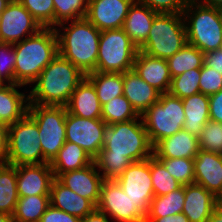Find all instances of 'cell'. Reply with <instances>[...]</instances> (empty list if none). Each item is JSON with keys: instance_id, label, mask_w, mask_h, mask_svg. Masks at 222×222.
<instances>
[{"instance_id": "ee69618b", "label": "cell", "mask_w": 222, "mask_h": 222, "mask_svg": "<svg viewBox=\"0 0 222 222\" xmlns=\"http://www.w3.org/2000/svg\"><path fill=\"white\" fill-rule=\"evenodd\" d=\"M40 222H80V218L50 205L42 215Z\"/></svg>"}, {"instance_id": "7a4b0ae2", "label": "cell", "mask_w": 222, "mask_h": 222, "mask_svg": "<svg viewBox=\"0 0 222 222\" xmlns=\"http://www.w3.org/2000/svg\"><path fill=\"white\" fill-rule=\"evenodd\" d=\"M85 77L72 62L57 54L28 88L29 104L66 107Z\"/></svg>"}, {"instance_id": "f546056e", "label": "cell", "mask_w": 222, "mask_h": 222, "mask_svg": "<svg viewBox=\"0 0 222 222\" xmlns=\"http://www.w3.org/2000/svg\"><path fill=\"white\" fill-rule=\"evenodd\" d=\"M86 78L95 87L101 105L123 95V73L93 71L86 74Z\"/></svg>"}, {"instance_id": "7402d4cb", "label": "cell", "mask_w": 222, "mask_h": 222, "mask_svg": "<svg viewBox=\"0 0 222 222\" xmlns=\"http://www.w3.org/2000/svg\"><path fill=\"white\" fill-rule=\"evenodd\" d=\"M123 95L141 115L159 100L161 93L130 70L123 73Z\"/></svg>"}, {"instance_id": "f1b7e54d", "label": "cell", "mask_w": 222, "mask_h": 222, "mask_svg": "<svg viewBox=\"0 0 222 222\" xmlns=\"http://www.w3.org/2000/svg\"><path fill=\"white\" fill-rule=\"evenodd\" d=\"M18 198L17 167L0 163V213L13 216Z\"/></svg>"}, {"instance_id": "8d00e7d4", "label": "cell", "mask_w": 222, "mask_h": 222, "mask_svg": "<svg viewBox=\"0 0 222 222\" xmlns=\"http://www.w3.org/2000/svg\"><path fill=\"white\" fill-rule=\"evenodd\" d=\"M199 80L200 68L187 70L171 79L168 93L180 99L197 94L200 92Z\"/></svg>"}, {"instance_id": "8992f818", "label": "cell", "mask_w": 222, "mask_h": 222, "mask_svg": "<svg viewBox=\"0 0 222 222\" xmlns=\"http://www.w3.org/2000/svg\"><path fill=\"white\" fill-rule=\"evenodd\" d=\"M187 43L183 14L158 13L152 22L146 42L139 51L167 60Z\"/></svg>"}, {"instance_id": "681fc988", "label": "cell", "mask_w": 222, "mask_h": 222, "mask_svg": "<svg viewBox=\"0 0 222 222\" xmlns=\"http://www.w3.org/2000/svg\"><path fill=\"white\" fill-rule=\"evenodd\" d=\"M80 222H113L105 213L99 211L97 208L80 219Z\"/></svg>"}, {"instance_id": "11a10c76", "label": "cell", "mask_w": 222, "mask_h": 222, "mask_svg": "<svg viewBox=\"0 0 222 222\" xmlns=\"http://www.w3.org/2000/svg\"><path fill=\"white\" fill-rule=\"evenodd\" d=\"M217 207L222 210V192L217 196Z\"/></svg>"}, {"instance_id": "b9f144b4", "label": "cell", "mask_w": 222, "mask_h": 222, "mask_svg": "<svg viewBox=\"0 0 222 222\" xmlns=\"http://www.w3.org/2000/svg\"><path fill=\"white\" fill-rule=\"evenodd\" d=\"M200 92L210 96L222 90V74L203 64L200 68Z\"/></svg>"}, {"instance_id": "7c38bea8", "label": "cell", "mask_w": 222, "mask_h": 222, "mask_svg": "<svg viewBox=\"0 0 222 222\" xmlns=\"http://www.w3.org/2000/svg\"><path fill=\"white\" fill-rule=\"evenodd\" d=\"M106 125L102 118H83L67 111L66 141L77 144L94 159L103 148V130Z\"/></svg>"}, {"instance_id": "7bdbcfd3", "label": "cell", "mask_w": 222, "mask_h": 222, "mask_svg": "<svg viewBox=\"0 0 222 222\" xmlns=\"http://www.w3.org/2000/svg\"><path fill=\"white\" fill-rule=\"evenodd\" d=\"M157 13L183 14L189 0H135Z\"/></svg>"}, {"instance_id": "603a6c76", "label": "cell", "mask_w": 222, "mask_h": 222, "mask_svg": "<svg viewBox=\"0 0 222 222\" xmlns=\"http://www.w3.org/2000/svg\"><path fill=\"white\" fill-rule=\"evenodd\" d=\"M199 150L198 137L182 129L160 140L153 147V155L156 158H195Z\"/></svg>"}, {"instance_id": "3957f363", "label": "cell", "mask_w": 222, "mask_h": 222, "mask_svg": "<svg viewBox=\"0 0 222 222\" xmlns=\"http://www.w3.org/2000/svg\"><path fill=\"white\" fill-rule=\"evenodd\" d=\"M54 29L58 54L72 62L85 75L95 71L101 31L86 18L62 22Z\"/></svg>"}, {"instance_id": "52a82bcc", "label": "cell", "mask_w": 222, "mask_h": 222, "mask_svg": "<svg viewBox=\"0 0 222 222\" xmlns=\"http://www.w3.org/2000/svg\"><path fill=\"white\" fill-rule=\"evenodd\" d=\"M145 130L153 147L162 139L183 129L185 120L182 99L169 93L141 114Z\"/></svg>"}, {"instance_id": "836d02e7", "label": "cell", "mask_w": 222, "mask_h": 222, "mask_svg": "<svg viewBox=\"0 0 222 222\" xmlns=\"http://www.w3.org/2000/svg\"><path fill=\"white\" fill-rule=\"evenodd\" d=\"M139 116L124 95L114 97L102 105L101 118L107 125L130 121L137 119Z\"/></svg>"}, {"instance_id": "4dcf8cb0", "label": "cell", "mask_w": 222, "mask_h": 222, "mask_svg": "<svg viewBox=\"0 0 222 222\" xmlns=\"http://www.w3.org/2000/svg\"><path fill=\"white\" fill-rule=\"evenodd\" d=\"M49 206V195L19 197L12 216L13 222H40Z\"/></svg>"}, {"instance_id": "d6986e66", "label": "cell", "mask_w": 222, "mask_h": 222, "mask_svg": "<svg viewBox=\"0 0 222 222\" xmlns=\"http://www.w3.org/2000/svg\"><path fill=\"white\" fill-rule=\"evenodd\" d=\"M133 70L161 94L168 93L172 78L165 59L152 57L142 51H138Z\"/></svg>"}, {"instance_id": "ab89813d", "label": "cell", "mask_w": 222, "mask_h": 222, "mask_svg": "<svg viewBox=\"0 0 222 222\" xmlns=\"http://www.w3.org/2000/svg\"><path fill=\"white\" fill-rule=\"evenodd\" d=\"M198 140L200 150L222 154V123L209 120Z\"/></svg>"}, {"instance_id": "5bb4252c", "label": "cell", "mask_w": 222, "mask_h": 222, "mask_svg": "<svg viewBox=\"0 0 222 222\" xmlns=\"http://www.w3.org/2000/svg\"><path fill=\"white\" fill-rule=\"evenodd\" d=\"M41 25L18 1H11L0 14V42L17 43L36 34Z\"/></svg>"}, {"instance_id": "1f68e13d", "label": "cell", "mask_w": 222, "mask_h": 222, "mask_svg": "<svg viewBox=\"0 0 222 222\" xmlns=\"http://www.w3.org/2000/svg\"><path fill=\"white\" fill-rule=\"evenodd\" d=\"M171 78L187 70L201 68L204 63V53L193 45L187 43L181 50L166 60Z\"/></svg>"}, {"instance_id": "db71d44e", "label": "cell", "mask_w": 222, "mask_h": 222, "mask_svg": "<svg viewBox=\"0 0 222 222\" xmlns=\"http://www.w3.org/2000/svg\"><path fill=\"white\" fill-rule=\"evenodd\" d=\"M10 2V0H0V14L5 10Z\"/></svg>"}, {"instance_id": "74e56055", "label": "cell", "mask_w": 222, "mask_h": 222, "mask_svg": "<svg viewBox=\"0 0 222 222\" xmlns=\"http://www.w3.org/2000/svg\"><path fill=\"white\" fill-rule=\"evenodd\" d=\"M182 185L194 184V158H157Z\"/></svg>"}, {"instance_id": "5b68a950", "label": "cell", "mask_w": 222, "mask_h": 222, "mask_svg": "<svg viewBox=\"0 0 222 222\" xmlns=\"http://www.w3.org/2000/svg\"><path fill=\"white\" fill-rule=\"evenodd\" d=\"M183 17L190 45L203 53L222 48V9L189 0Z\"/></svg>"}, {"instance_id": "9c48e42d", "label": "cell", "mask_w": 222, "mask_h": 222, "mask_svg": "<svg viewBox=\"0 0 222 222\" xmlns=\"http://www.w3.org/2000/svg\"><path fill=\"white\" fill-rule=\"evenodd\" d=\"M138 51L122 28L101 31L95 71L124 73L133 70Z\"/></svg>"}, {"instance_id": "bcb514c9", "label": "cell", "mask_w": 222, "mask_h": 222, "mask_svg": "<svg viewBox=\"0 0 222 222\" xmlns=\"http://www.w3.org/2000/svg\"><path fill=\"white\" fill-rule=\"evenodd\" d=\"M207 67H212L222 74V48L204 53V63Z\"/></svg>"}, {"instance_id": "e0dca14e", "label": "cell", "mask_w": 222, "mask_h": 222, "mask_svg": "<svg viewBox=\"0 0 222 222\" xmlns=\"http://www.w3.org/2000/svg\"><path fill=\"white\" fill-rule=\"evenodd\" d=\"M16 167L18 197L50 195L51 184L55 178L50 163Z\"/></svg>"}, {"instance_id": "ffe728a7", "label": "cell", "mask_w": 222, "mask_h": 222, "mask_svg": "<svg viewBox=\"0 0 222 222\" xmlns=\"http://www.w3.org/2000/svg\"><path fill=\"white\" fill-rule=\"evenodd\" d=\"M184 195L182 212L189 222H206L217 208V197L198 184L185 185Z\"/></svg>"}, {"instance_id": "60d3db41", "label": "cell", "mask_w": 222, "mask_h": 222, "mask_svg": "<svg viewBox=\"0 0 222 222\" xmlns=\"http://www.w3.org/2000/svg\"><path fill=\"white\" fill-rule=\"evenodd\" d=\"M15 63L14 45L0 42V80L4 84H15Z\"/></svg>"}, {"instance_id": "2e32d148", "label": "cell", "mask_w": 222, "mask_h": 222, "mask_svg": "<svg viewBox=\"0 0 222 222\" xmlns=\"http://www.w3.org/2000/svg\"><path fill=\"white\" fill-rule=\"evenodd\" d=\"M57 179L81 197L90 200L97 207L104 178L94 161L82 169L61 173Z\"/></svg>"}, {"instance_id": "d590c367", "label": "cell", "mask_w": 222, "mask_h": 222, "mask_svg": "<svg viewBox=\"0 0 222 222\" xmlns=\"http://www.w3.org/2000/svg\"><path fill=\"white\" fill-rule=\"evenodd\" d=\"M54 28L66 21L85 18L88 12V0H53Z\"/></svg>"}, {"instance_id": "44dd1931", "label": "cell", "mask_w": 222, "mask_h": 222, "mask_svg": "<svg viewBox=\"0 0 222 222\" xmlns=\"http://www.w3.org/2000/svg\"><path fill=\"white\" fill-rule=\"evenodd\" d=\"M28 90L20 84H4L0 87V123L13 124L28 112Z\"/></svg>"}, {"instance_id": "277c9868", "label": "cell", "mask_w": 222, "mask_h": 222, "mask_svg": "<svg viewBox=\"0 0 222 222\" xmlns=\"http://www.w3.org/2000/svg\"><path fill=\"white\" fill-rule=\"evenodd\" d=\"M15 84L27 88L57 56L58 40L54 28H42L36 34L14 43Z\"/></svg>"}, {"instance_id": "f35d334b", "label": "cell", "mask_w": 222, "mask_h": 222, "mask_svg": "<svg viewBox=\"0 0 222 222\" xmlns=\"http://www.w3.org/2000/svg\"><path fill=\"white\" fill-rule=\"evenodd\" d=\"M41 25L42 28H54L53 0H18Z\"/></svg>"}, {"instance_id": "7dc6e473", "label": "cell", "mask_w": 222, "mask_h": 222, "mask_svg": "<svg viewBox=\"0 0 222 222\" xmlns=\"http://www.w3.org/2000/svg\"><path fill=\"white\" fill-rule=\"evenodd\" d=\"M8 128L6 123H0V163L6 162L8 146Z\"/></svg>"}, {"instance_id": "816d5d0a", "label": "cell", "mask_w": 222, "mask_h": 222, "mask_svg": "<svg viewBox=\"0 0 222 222\" xmlns=\"http://www.w3.org/2000/svg\"><path fill=\"white\" fill-rule=\"evenodd\" d=\"M206 222H222V210L217 207Z\"/></svg>"}, {"instance_id": "9a60e30c", "label": "cell", "mask_w": 222, "mask_h": 222, "mask_svg": "<svg viewBox=\"0 0 222 222\" xmlns=\"http://www.w3.org/2000/svg\"><path fill=\"white\" fill-rule=\"evenodd\" d=\"M135 0H88L86 19L99 31L120 29Z\"/></svg>"}, {"instance_id": "484cf974", "label": "cell", "mask_w": 222, "mask_h": 222, "mask_svg": "<svg viewBox=\"0 0 222 222\" xmlns=\"http://www.w3.org/2000/svg\"><path fill=\"white\" fill-rule=\"evenodd\" d=\"M158 13L137 1L129 8L122 29L140 48L148 37L152 22Z\"/></svg>"}, {"instance_id": "30bf717a", "label": "cell", "mask_w": 222, "mask_h": 222, "mask_svg": "<svg viewBox=\"0 0 222 222\" xmlns=\"http://www.w3.org/2000/svg\"><path fill=\"white\" fill-rule=\"evenodd\" d=\"M37 123L43 163H50L66 142L65 106L29 104L27 112Z\"/></svg>"}, {"instance_id": "c3c4849f", "label": "cell", "mask_w": 222, "mask_h": 222, "mask_svg": "<svg viewBox=\"0 0 222 222\" xmlns=\"http://www.w3.org/2000/svg\"><path fill=\"white\" fill-rule=\"evenodd\" d=\"M145 222H189V219L183 212L164 217H146Z\"/></svg>"}, {"instance_id": "d4e9b609", "label": "cell", "mask_w": 222, "mask_h": 222, "mask_svg": "<svg viewBox=\"0 0 222 222\" xmlns=\"http://www.w3.org/2000/svg\"><path fill=\"white\" fill-rule=\"evenodd\" d=\"M66 108L70 114L79 117L101 118L102 105L97 97L95 87L86 77L72 93Z\"/></svg>"}, {"instance_id": "ac0fdd59", "label": "cell", "mask_w": 222, "mask_h": 222, "mask_svg": "<svg viewBox=\"0 0 222 222\" xmlns=\"http://www.w3.org/2000/svg\"><path fill=\"white\" fill-rule=\"evenodd\" d=\"M195 184L216 197L222 192V154L199 150L194 158Z\"/></svg>"}, {"instance_id": "d6a6232c", "label": "cell", "mask_w": 222, "mask_h": 222, "mask_svg": "<svg viewBox=\"0 0 222 222\" xmlns=\"http://www.w3.org/2000/svg\"><path fill=\"white\" fill-rule=\"evenodd\" d=\"M185 201L184 186L163 196H154L146 217H164L181 213Z\"/></svg>"}, {"instance_id": "6da1fadb", "label": "cell", "mask_w": 222, "mask_h": 222, "mask_svg": "<svg viewBox=\"0 0 222 222\" xmlns=\"http://www.w3.org/2000/svg\"><path fill=\"white\" fill-rule=\"evenodd\" d=\"M152 156L153 145L140 115L137 119L106 125L103 148L93 161L104 180H115L132 162Z\"/></svg>"}, {"instance_id": "f5cc1de1", "label": "cell", "mask_w": 222, "mask_h": 222, "mask_svg": "<svg viewBox=\"0 0 222 222\" xmlns=\"http://www.w3.org/2000/svg\"><path fill=\"white\" fill-rule=\"evenodd\" d=\"M0 222H13V218L9 214L0 213Z\"/></svg>"}, {"instance_id": "83f0119b", "label": "cell", "mask_w": 222, "mask_h": 222, "mask_svg": "<svg viewBox=\"0 0 222 222\" xmlns=\"http://www.w3.org/2000/svg\"><path fill=\"white\" fill-rule=\"evenodd\" d=\"M93 162V158L80 146L66 141L58 154L50 162L54 177L61 173L82 169Z\"/></svg>"}, {"instance_id": "cb8c5ba5", "label": "cell", "mask_w": 222, "mask_h": 222, "mask_svg": "<svg viewBox=\"0 0 222 222\" xmlns=\"http://www.w3.org/2000/svg\"><path fill=\"white\" fill-rule=\"evenodd\" d=\"M50 205L78 218H84L97 207L88 199L81 197L57 178H54L50 190Z\"/></svg>"}, {"instance_id": "4316f807", "label": "cell", "mask_w": 222, "mask_h": 222, "mask_svg": "<svg viewBox=\"0 0 222 222\" xmlns=\"http://www.w3.org/2000/svg\"><path fill=\"white\" fill-rule=\"evenodd\" d=\"M185 120L183 129L199 137L204 125L210 120L209 96L199 92L182 99Z\"/></svg>"}, {"instance_id": "e575fe53", "label": "cell", "mask_w": 222, "mask_h": 222, "mask_svg": "<svg viewBox=\"0 0 222 222\" xmlns=\"http://www.w3.org/2000/svg\"><path fill=\"white\" fill-rule=\"evenodd\" d=\"M150 173L154 196L166 195L182 186L154 155L150 157Z\"/></svg>"}, {"instance_id": "8fae6325", "label": "cell", "mask_w": 222, "mask_h": 222, "mask_svg": "<svg viewBox=\"0 0 222 222\" xmlns=\"http://www.w3.org/2000/svg\"><path fill=\"white\" fill-rule=\"evenodd\" d=\"M97 209L113 222H145L146 213L128 197L117 180H104Z\"/></svg>"}, {"instance_id": "4fadbf2b", "label": "cell", "mask_w": 222, "mask_h": 222, "mask_svg": "<svg viewBox=\"0 0 222 222\" xmlns=\"http://www.w3.org/2000/svg\"><path fill=\"white\" fill-rule=\"evenodd\" d=\"M116 180L134 204L147 214L150 202L154 198L150 158L132 162Z\"/></svg>"}, {"instance_id": "f907efd6", "label": "cell", "mask_w": 222, "mask_h": 222, "mask_svg": "<svg viewBox=\"0 0 222 222\" xmlns=\"http://www.w3.org/2000/svg\"><path fill=\"white\" fill-rule=\"evenodd\" d=\"M194 1L209 7L222 9V0H194Z\"/></svg>"}, {"instance_id": "f6af8a7d", "label": "cell", "mask_w": 222, "mask_h": 222, "mask_svg": "<svg viewBox=\"0 0 222 222\" xmlns=\"http://www.w3.org/2000/svg\"><path fill=\"white\" fill-rule=\"evenodd\" d=\"M210 120L222 123V90L209 96Z\"/></svg>"}, {"instance_id": "ba28073f", "label": "cell", "mask_w": 222, "mask_h": 222, "mask_svg": "<svg viewBox=\"0 0 222 222\" xmlns=\"http://www.w3.org/2000/svg\"><path fill=\"white\" fill-rule=\"evenodd\" d=\"M5 163L13 166L43 163L38 125L28 113L9 125Z\"/></svg>"}, {"instance_id": "9f6ffc18", "label": "cell", "mask_w": 222, "mask_h": 222, "mask_svg": "<svg viewBox=\"0 0 222 222\" xmlns=\"http://www.w3.org/2000/svg\"><path fill=\"white\" fill-rule=\"evenodd\" d=\"M3 85H4V83L0 80V87L3 86Z\"/></svg>"}]
</instances>
